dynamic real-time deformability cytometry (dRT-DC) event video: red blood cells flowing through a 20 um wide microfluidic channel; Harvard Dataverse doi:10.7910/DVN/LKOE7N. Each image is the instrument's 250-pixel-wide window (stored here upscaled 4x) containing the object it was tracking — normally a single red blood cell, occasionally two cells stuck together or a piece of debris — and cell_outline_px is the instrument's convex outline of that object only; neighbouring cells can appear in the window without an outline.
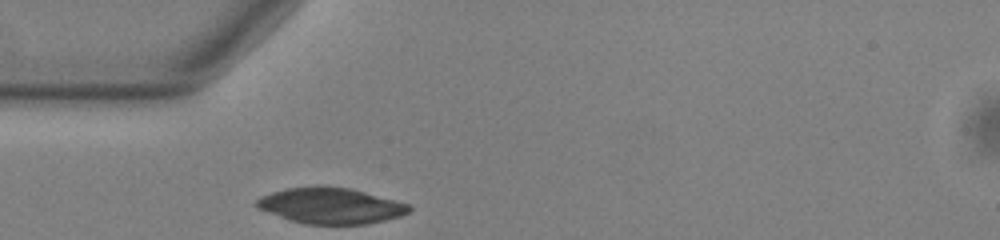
{"species": "common noctule bat (a hibernating species)", "species_latin": "Nyctalus noctula", "temperature_condition": "warm", "stored_images_in_passage": 30, "camera_frame_rate_fps": 3000, "um_per_image_px": 0.085, "animal": {"sex": "male", "body_mass_g": 13.0, "forearm_length_mm": 53.1}, "frame": {"image": 1, "passage_image": 1, "time_ms": 0.0, "image_size_px": [1000, 240], "cell_outline_px": [[412, 208], [408, 212], [400, 216], [384, 220], [364, 224], [304, 224], [288, 220], [256, 208], [252, 204], [260, 196], [272, 192], [288, 188], [352, 188], [408, 204]], "centroid_in_image_um": [28.06, 17.51], "position_along_channel_um": 56.9, "area_um2": 31.39}}
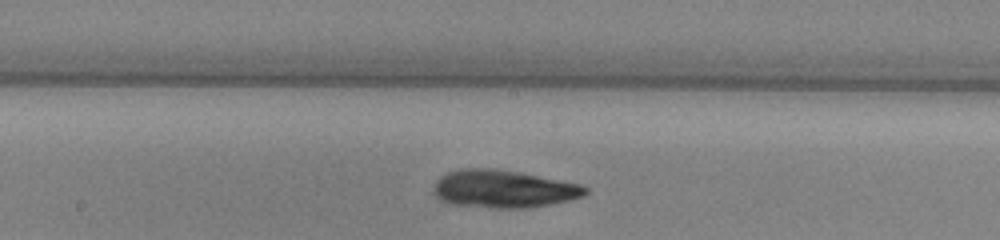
{"frame": {"image": 2, "passage_image": 13, "time_ms": 4.0, "image_size_px": [1000, 240], "cell_outline_px": [[588, 192], [584, 196], [568, 200], [528, 208], [488, 208], [448, 204], [436, 196], [436, 180], [440, 176], [448, 172], [460, 168], [492, 168], [520, 172], [580, 184], [588, 188]], "centroid_in_image_um": [42.79, 16.06], "position_along_channel_um": 205.4, "area_um2": 33.35}}
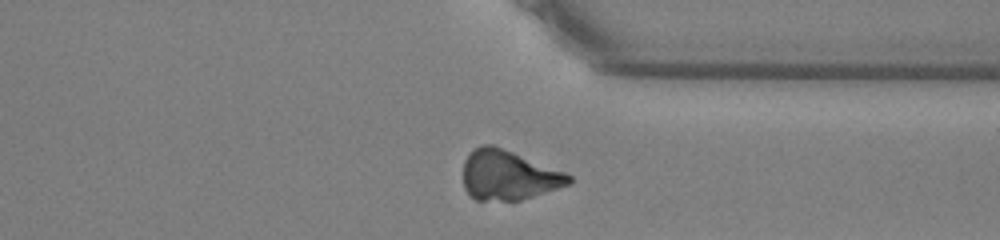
{"frame": {"image": 3, "passage_image": 26, "time_ms": 8.333, "image_size_px": [1000, 240], "cell_outline_px": [[572, 180], [568, 184], [520, 200], [476, 200], [464, 188], [464, 160], [468, 152], [472, 148], [480, 144], [492, 144], [564, 172], [572, 176]], "centroid_in_image_um": [43.16, 14.87], "position_along_channel_um": 368.2, "area_um2": 30.23}}